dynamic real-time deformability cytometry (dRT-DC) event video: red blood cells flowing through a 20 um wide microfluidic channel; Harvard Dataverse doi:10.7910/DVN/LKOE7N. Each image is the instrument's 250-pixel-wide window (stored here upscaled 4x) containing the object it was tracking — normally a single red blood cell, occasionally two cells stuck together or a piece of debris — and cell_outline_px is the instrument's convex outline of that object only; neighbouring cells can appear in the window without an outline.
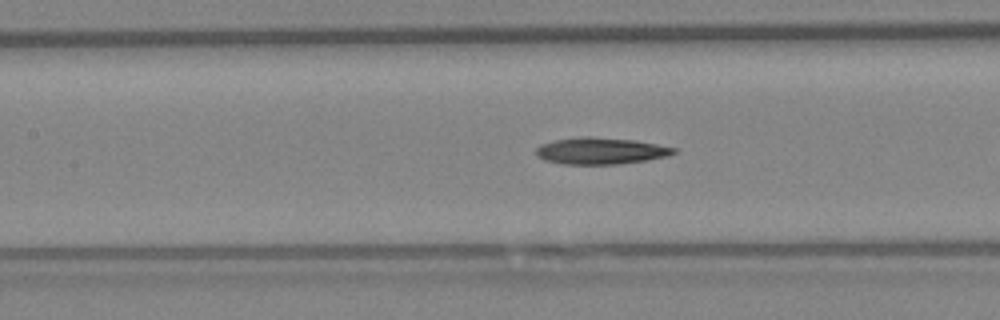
{"species": "Egyptian fruit bat (a non-hibernating species)", "species_latin": "Rousettus aegyptiacus", "temperature_condition": "warm", "stored_images_in_passage": 29, "camera_frame_rate_fps": 3000, "um_per_image_px": 0.085, "animal": {"sex": "female"}, "frame": {"image": 1, "passage_image": 9, "time_ms": 2.667, "image_size_px": [1000, 320], "cell_outline_px": [[676, 152], [668, 156], [648, 160], [616, 164], [564, 164], [544, 160], [536, 156], [536, 148], [540, 144], [556, 140], [584, 136], [592, 136], [632, 140], [656, 144], [676, 148]], "centroid_in_image_um": [51.04, 12.83], "position_along_channel_um": 156.4, "area_um2": 21.33}}